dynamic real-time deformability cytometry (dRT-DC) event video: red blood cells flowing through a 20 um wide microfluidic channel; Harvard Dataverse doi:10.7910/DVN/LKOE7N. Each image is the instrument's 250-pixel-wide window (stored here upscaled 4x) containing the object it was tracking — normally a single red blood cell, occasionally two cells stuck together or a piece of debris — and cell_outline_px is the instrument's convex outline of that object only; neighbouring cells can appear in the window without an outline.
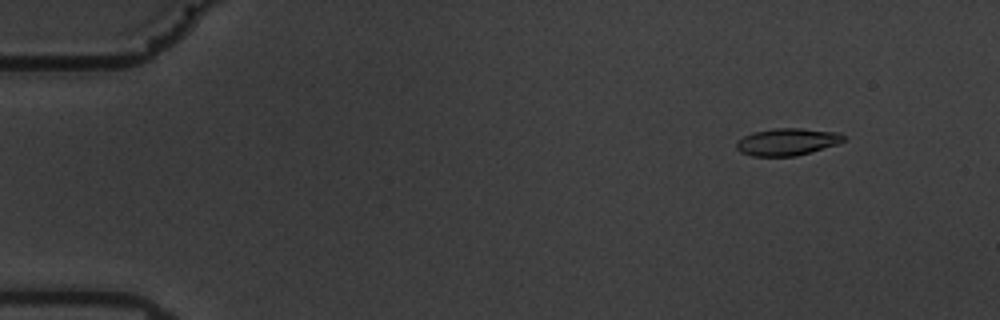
{"species": "common noctule bat (a hibernating species)", "species_latin": "Nyctalus noctula", "temperature_condition": "warm", "stored_images_in_passage": 20, "camera_frame_rate_fps": 3000, "um_per_image_px": 0.085, "animal": {"sex": "male", "body_mass_g": 19.5, "forearm_length_mm": 54.6}, "frame": {"image": 1, "passage_image": 7, "time_ms": 2.0, "image_size_px": [1000, 320], "cell_outline_px": [[844, 140], [840, 144], [796, 156], [752, 156], [740, 152], [736, 148], [736, 140], [752, 132], [776, 128], [800, 128], [840, 132], [844, 136]], "centroid_in_image_um": [66.91, 12.05], "position_along_channel_um": 18.1, "area_um2": 17.17}}
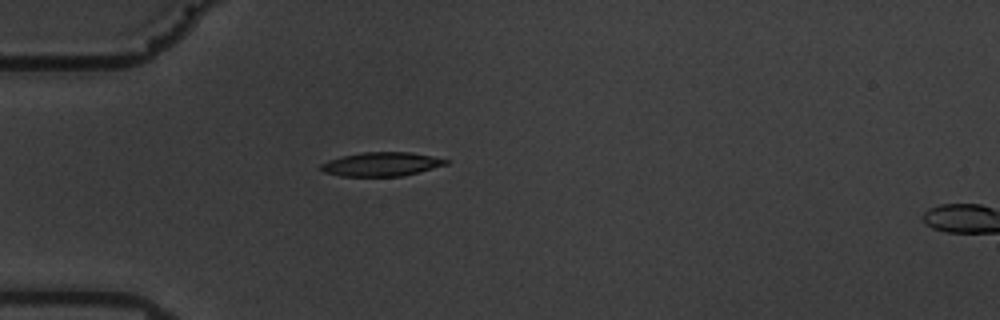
{"frame": {"image": 2, "passage_image": 18, "time_ms": 5.667, "image_size_px": [1000, 320], "cell_outline_px": [[448, 164], [420, 172], [404, 176], [340, 176], [324, 172], [320, 168], [320, 164], [328, 160], [344, 156], [364, 152], [412, 152], [432, 156], [448, 160]], "centroid_in_image_um": [32.44, 13.96], "position_along_channel_um": 52.6, "area_um2": 17.4}}